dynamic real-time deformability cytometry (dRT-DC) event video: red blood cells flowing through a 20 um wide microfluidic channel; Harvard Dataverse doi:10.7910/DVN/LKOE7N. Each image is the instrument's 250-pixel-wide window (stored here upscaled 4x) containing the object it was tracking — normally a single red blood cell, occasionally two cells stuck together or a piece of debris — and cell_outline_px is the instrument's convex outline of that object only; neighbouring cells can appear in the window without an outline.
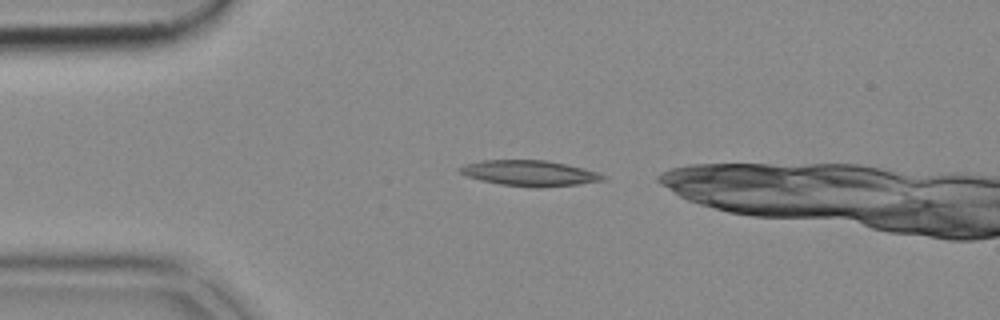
{"species": "common noctule bat (a hibernating species)", "species_latin": "Nyctalus noctula", "temperature_condition": "cold", "stored_images_in_passage": 31, "camera_frame_rate_fps": 3000, "um_per_image_px": 0.085, "animal": {"sex": "female", "body_mass_g": 18.4}, "frame": {"image": 1, "passage_image": 1, "time_ms": 0.0, "image_size_px": [1000, 320], "cell_outline_px": [[608, 176], [604, 180], [576, 184], [540, 188], [536, 188], [500, 184], [480, 180], [464, 176], [456, 168], [464, 164], [480, 160], [544, 160], [564, 164], [596, 172]], "centroid_in_image_um": [44.93, 14.72], "position_along_channel_um": 40.1, "area_um2": 21.33}}
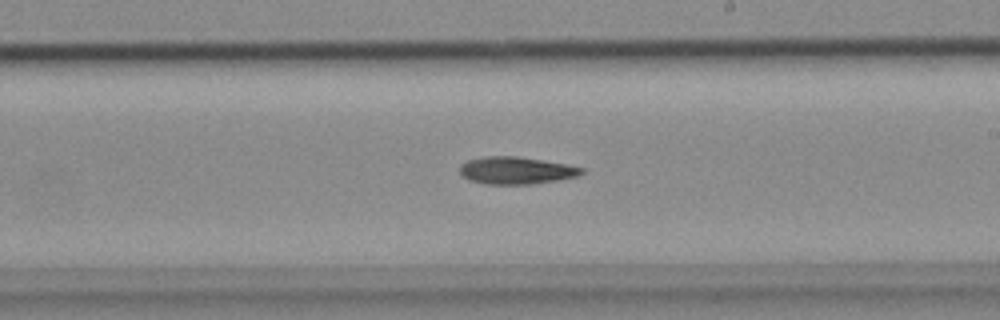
{"frame": {"image": 2, "passage_image": 19, "time_ms": 6.0, "image_size_px": [1000, 320], "cell_outline_px": [[584, 172], [576, 176], [556, 180], [532, 184], [484, 184], [468, 180], [460, 172], [460, 164], [468, 160], [484, 156], [516, 156], [564, 164], [584, 168]], "centroid_in_image_um": [43.82, 14.49], "position_along_channel_um": 245.2, "area_um2": 19.19}}
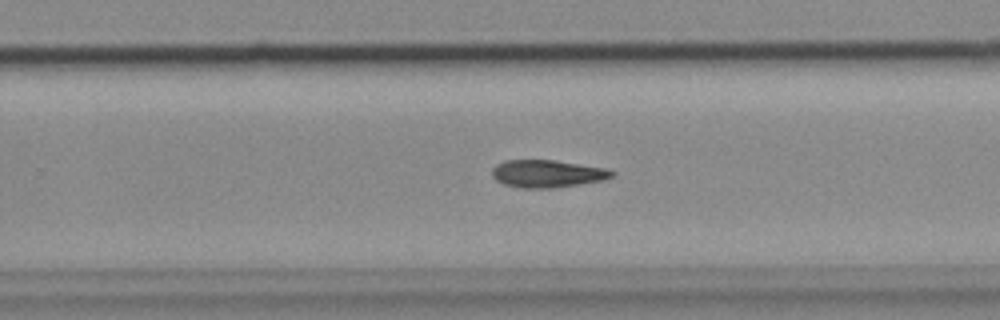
{"frame": {"image": 3, "passage_image": 22, "time_ms": 7.0, "image_size_px": [1000, 320], "cell_outline_px": [[616, 176], [604, 180], [552, 188], [520, 188], [504, 184], [496, 180], [492, 176], [492, 168], [496, 164], [504, 160], [556, 160], [604, 168], [616, 172]], "centroid_in_image_um": [46.51, 14.76], "position_along_channel_um": 283.3, "area_um2": 19.31}}